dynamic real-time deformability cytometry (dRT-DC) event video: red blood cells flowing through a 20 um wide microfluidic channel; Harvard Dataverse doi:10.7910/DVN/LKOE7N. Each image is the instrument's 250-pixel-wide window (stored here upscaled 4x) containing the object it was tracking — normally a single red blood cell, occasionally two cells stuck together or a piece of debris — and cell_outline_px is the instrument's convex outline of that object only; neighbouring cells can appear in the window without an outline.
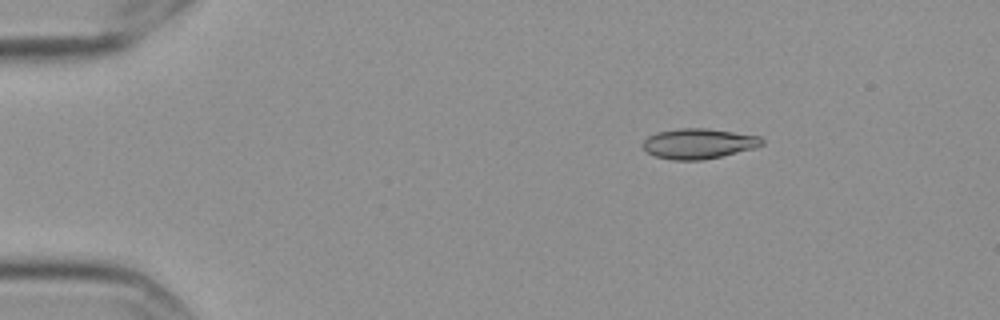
{"species": "Egyptian fruit bat (a non-hibernating species)", "species_latin": "Rousettus aegyptiacus", "temperature_condition": "cold", "stored_images_in_passage": 49, "camera_frame_rate_fps": 3000, "um_per_image_px": 0.085, "frame": {"image": 1, "passage_image": 1, "time_ms": 0.0, "image_size_px": [1000, 320], "cell_outline_px": [[764, 144], [756, 148], [720, 156], [700, 160], [672, 160], [656, 156], [648, 152], [644, 148], [644, 140], [648, 136], [656, 132], [680, 128], [708, 128], [760, 136], [764, 140]], "centroid_in_image_um": [59.41, 12.2], "position_along_channel_um": 25.6, "area_um2": 20.92}}
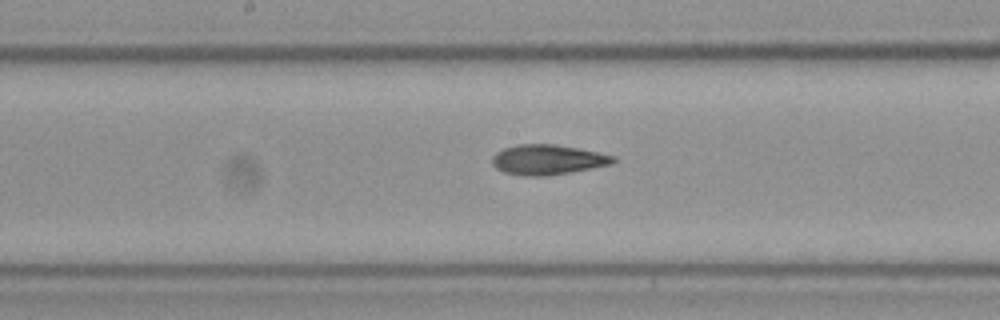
{"frame": {"image": 2, "passage_image": 22, "time_ms": 7.0, "image_size_px": [1000, 320], "cell_outline_px": [[616, 160], [612, 164], [592, 168], [544, 176], [524, 176], [504, 172], [496, 168], [492, 164], [492, 156], [496, 152], [504, 148], [516, 144], [556, 144], [616, 156]], "centroid_in_image_um": [46.52, 13.57], "position_along_channel_um": 201.7, "area_um2": 21.1}}
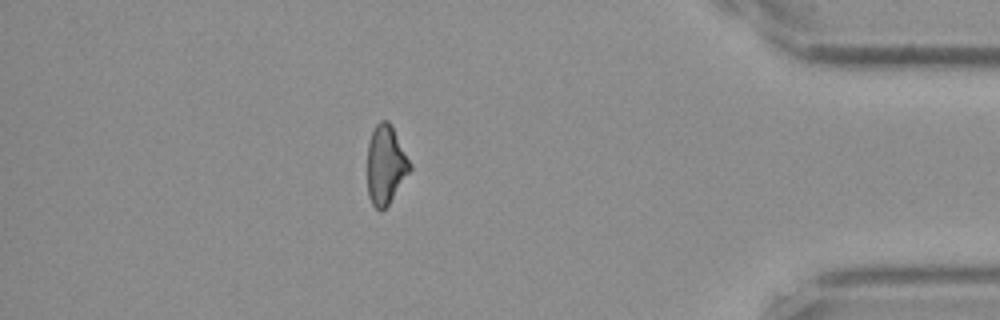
{"frame": {"image": 3, "passage_image": 42, "time_ms": 13.667, "image_size_px": [1000, 320], "cell_outline_px": [[412, 168], [388, 204], [380, 212], [372, 204], [368, 196], [368, 144], [372, 132], [376, 124], [380, 120], [388, 120], [412, 164]], "centroid_in_image_um": [32.78, 14.01], "position_along_channel_um": 402.4, "area_um2": 19.31}, "authors_computed_cell_mechanics": {"area_um2": 20.5768, "velocity_mm_per_s": 3.5751, "shape_relaxation_time_tau1_ms": null, "shape_relaxation_time_tau2_ms": 7.4183, "deformation_change_tau1": null, "deformation_change_tau2": 0.1544}}